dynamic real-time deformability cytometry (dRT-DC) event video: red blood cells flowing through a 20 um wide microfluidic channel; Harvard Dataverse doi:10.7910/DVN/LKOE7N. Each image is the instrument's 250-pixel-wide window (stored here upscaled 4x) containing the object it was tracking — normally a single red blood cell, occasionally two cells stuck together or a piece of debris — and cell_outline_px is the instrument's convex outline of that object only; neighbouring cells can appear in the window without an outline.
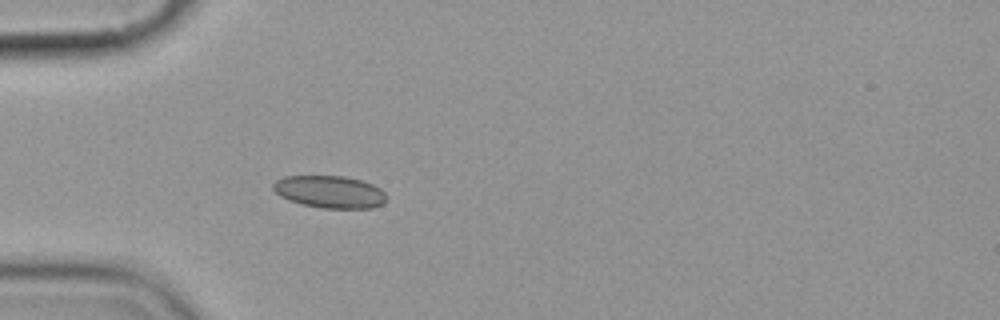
{"species": "common noctule bat (a hibernating species)", "species_latin": "Nyctalus noctula", "temperature_condition": "cold", "stored_images_in_passage": 4, "camera_frame_rate_fps": 3000, "um_per_image_px": 0.085, "animal": {"sex": "female", "body_mass_g": 19.9}, "frame": {"image": 1, "passage_image": 4, "time_ms": 3.667, "image_size_px": [1000, 320], "cell_outline_px": [[388, 200], [384, 204], [372, 208], [320, 208], [300, 204], [288, 200], [280, 196], [272, 188], [272, 184], [276, 180], [284, 176], [344, 176], [360, 180], [372, 184], [380, 188], [388, 196]], "centroid_in_image_um": [28.04, 16.31], "position_along_channel_um": 57.0, "area_um2": 21.62}}